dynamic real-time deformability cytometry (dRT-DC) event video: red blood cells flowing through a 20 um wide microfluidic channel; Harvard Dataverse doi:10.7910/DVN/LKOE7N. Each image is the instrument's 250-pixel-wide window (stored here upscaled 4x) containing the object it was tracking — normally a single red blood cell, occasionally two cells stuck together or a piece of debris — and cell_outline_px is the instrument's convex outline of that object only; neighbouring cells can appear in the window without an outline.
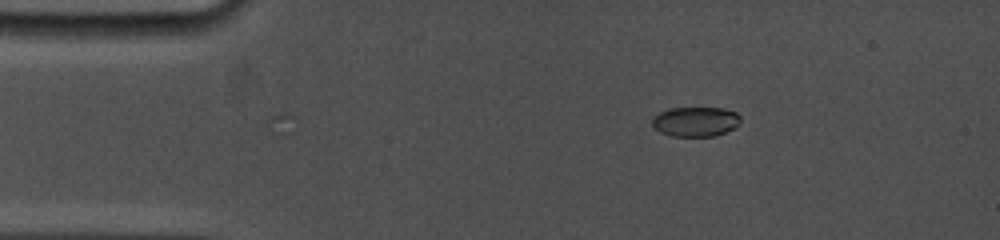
{"species": "common noctule bat (a hibernating species)", "species_latin": "Nyctalus noctula", "temperature_condition": "cold", "stored_images_in_passage": 2, "camera_frame_rate_fps": 5000, "um_per_image_px": 0.085, "animal": {"sex": "female", "body_mass_g": 19.0, "forearm_length_mm": 53.3}, "frame": {"image": 1, "passage_image": 2, "time_ms": 0.2, "image_size_px": [1000, 240], "cell_outline_px": [[740, 124], [736, 128], [716, 136], [672, 136], [660, 132], [652, 124], [652, 116], [668, 108], [724, 108], [736, 112], [740, 116]], "centroid_in_image_um": [59.14, 10.33], "position_along_channel_um": 25.9, "area_um2": 15.49}}